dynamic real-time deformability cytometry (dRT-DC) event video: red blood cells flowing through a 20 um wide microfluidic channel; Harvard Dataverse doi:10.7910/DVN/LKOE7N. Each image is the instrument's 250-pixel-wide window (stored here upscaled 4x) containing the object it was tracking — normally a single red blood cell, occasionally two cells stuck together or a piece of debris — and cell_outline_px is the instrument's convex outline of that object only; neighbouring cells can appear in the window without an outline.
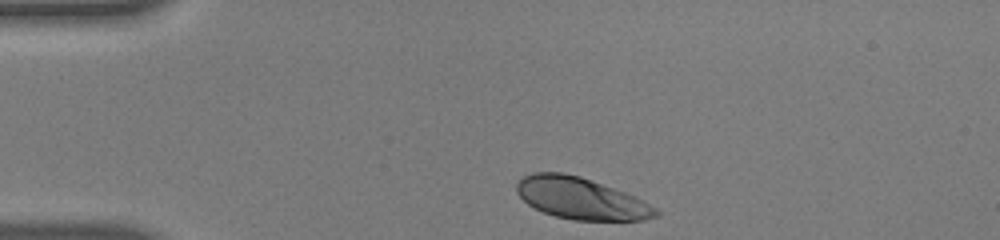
{"species": "human", "species_latin": "Homo sapiens", "temperature_condition": "warm", "stored_images_in_passage": 35, "camera_frame_rate_fps": 3000, "um_per_image_px": 0.085, "donor": {"sex": "male"}, "frame": {"image": 1, "passage_image": 1, "time_ms": 0.0, "image_size_px": [1000, 240], "cell_outline_px": [[660, 216], [644, 220], [576, 220], [556, 216], [544, 212], [528, 204], [516, 192], [516, 184], [524, 176], [532, 172], [564, 172], [580, 176], [636, 196], [656, 208], [660, 212]], "centroid_in_image_um": [49.4, 16.86], "position_along_channel_um": 35.6, "area_um2": 33.7}}
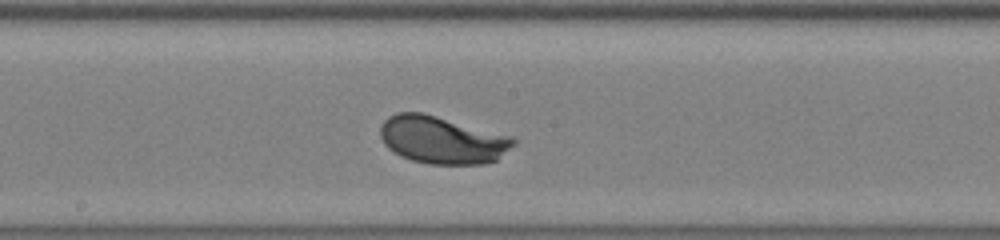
{"frame": {"image": 2, "passage_image": 19, "time_ms": 6.0, "image_size_px": [1000, 240], "cell_outline_px": [[516, 144], [496, 160], [484, 164], [428, 164], [412, 160], [400, 156], [388, 148], [384, 144], [380, 136], [380, 128], [384, 120], [388, 116], [396, 112], [420, 112], [436, 116], [512, 136], [516, 140]], "centroid_in_image_um": [37.57, 11.9], "position_along_channel_um": 210.6, "area_um2": 36.88}}
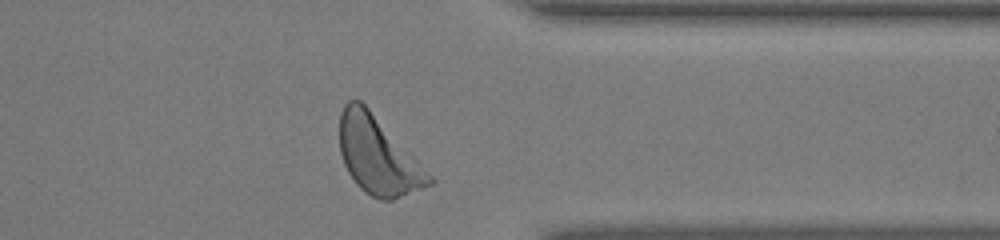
{"frame": {"image": 3, "passage_image": 33, "time_ms": 10.667, "image_size_px": [1000, 240], "cell_outline_px": [[436, 184], [392, 200], [380, 200], [364, 192], [356, 184], [348, 172], [344, 164], [340, 152], [340, 112], [344, 104], [348, 100], [360, 100], [368, 108], [436, 180]], "centroid_in_image_um": [32.13, 13.26], "position_along_channel_um": 379.3, "area_um2": 40.11}, "authors_computed_cell_mechanics": {"area_um2": 36.0672, "velocity_mm_per_s": 3.7323, "shape_relaxation_time_tau1_ms": 1.1753, "shape_relaxation_time_tau2_ms": null, "deformation_change_tau1": 0.1256, "deformation_change_tau2": null}}